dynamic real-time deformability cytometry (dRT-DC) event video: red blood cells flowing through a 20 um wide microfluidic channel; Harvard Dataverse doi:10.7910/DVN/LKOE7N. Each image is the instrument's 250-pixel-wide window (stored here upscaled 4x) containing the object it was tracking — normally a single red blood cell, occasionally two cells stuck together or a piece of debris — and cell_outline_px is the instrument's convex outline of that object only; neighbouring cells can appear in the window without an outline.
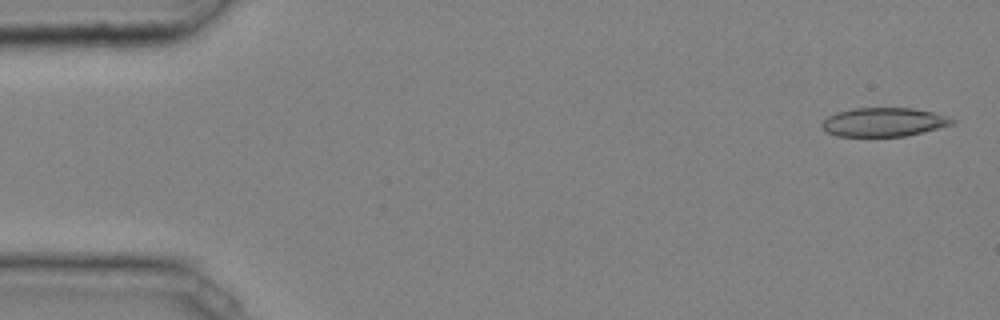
{"species": "common noctule bat (a hibernating species)", "species_latin": "Nyctalus noctula", "temperature_condition": "cold", "stored_images_in_passage": 44, "camera_frame_rate_fps": 3000, "um_per_image_px": 0.085, "animal": {"sex": "male", "body_mass_g": 20.4}, "frame": {"image": 1, "passage_image": 2, "time_ms": 0.333, "image_size_px": [1000, 320], "cell_outline_px": [[956, 124], [904, 136], [836, 136], [824, 132], [820, 124], [828, 116], [836, 112], [852, 108], [912, 108], [932, 112], [948, 116], [956, 120]], "centroid_in_image_um": [75.1, 10.38], "position_along_channel_um": 9.9, "area_um2": 22.02}}
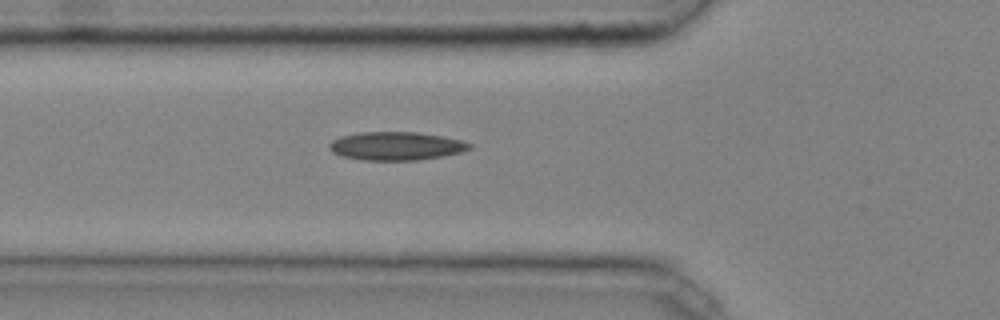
{"frame": {"image": 2, "passage_image": 17, "time_ms": 5.333, "image_size_px": [1000, 320], "cell_outline_px": [[472, 148], [460, 152], [440, 156], [416, 160], [364, 160], [344, 156], [332, 152], [328, 148], [328, 144], [332, 140], [340, 136], [356, 132], [416, 132], [444, 136], [460, 140], [472, 144]], "centroid_in_image_um": [33.64, 12.4], "position_along_channel_um": 92.2, "area_um2": 23.12}}
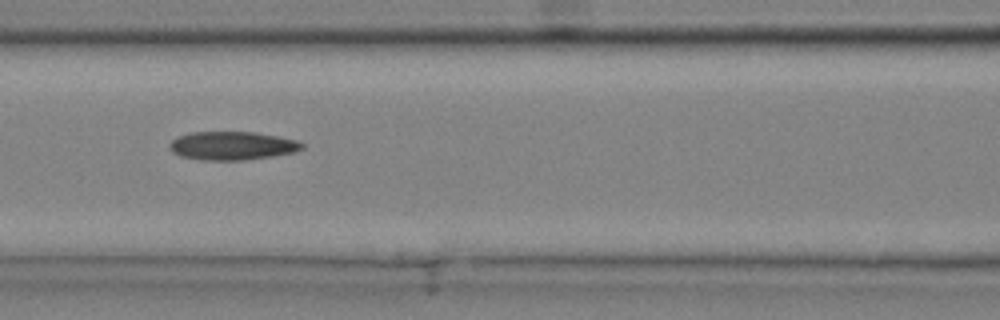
{"frame": {"image": 3, "passage_image": 21, "time_ms": 6.667, "image_size_px": [1000, 320], "cell_outline_px": [[304, 148], [296, 152], [272, 156], [244, 160], [200, 160], [180, 156], [172, 152], [168, 148], [168, 144], [172, 140], [180, 136], [192, 132], [252, 132], [276, 136], [296, 140], [304, 144]], "centroid_in_image_um": [19.72, 12.39], "position_along_channel_um": 146.9, "area_um2": 21.96}}